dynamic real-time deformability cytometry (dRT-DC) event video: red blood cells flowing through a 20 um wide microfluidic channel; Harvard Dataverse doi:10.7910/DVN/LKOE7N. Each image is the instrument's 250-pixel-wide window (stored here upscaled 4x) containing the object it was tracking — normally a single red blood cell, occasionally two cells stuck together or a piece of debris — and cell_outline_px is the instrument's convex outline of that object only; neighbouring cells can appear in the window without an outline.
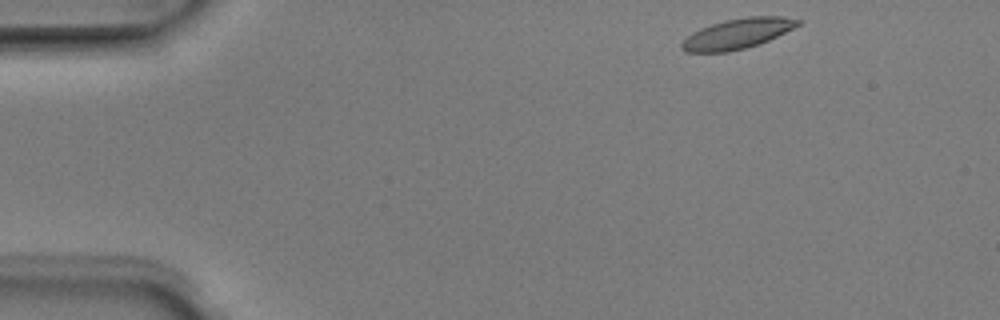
{"species": "Egyptian fruit bat (a non-hibernating species)", "species_latin": "Rousettus aegyptiacus", "temperature_condition": "room temperature", "stored_images_in_passage": 3, "camera_frame_rate_fps": 3000, "um_per_image_px": 0.085, "animal": {"sex": "male"}, "frame": {"image": 1, "passage_image": 1, "time_ms": 0.0, "image_size_px": [1000, 320], "cell_outline_px": [[804, 20], [800, 24], [760, 44], [728, 52], [684, 52], [680, 48], [680, 44], [692, 32], [700, 28], [724, 20], [748, 16], [784, 16]], "centroid_in_image_um": [62.67, 2.85], "position_along_channel_um": 22.3, "area_um2": 20.46}}
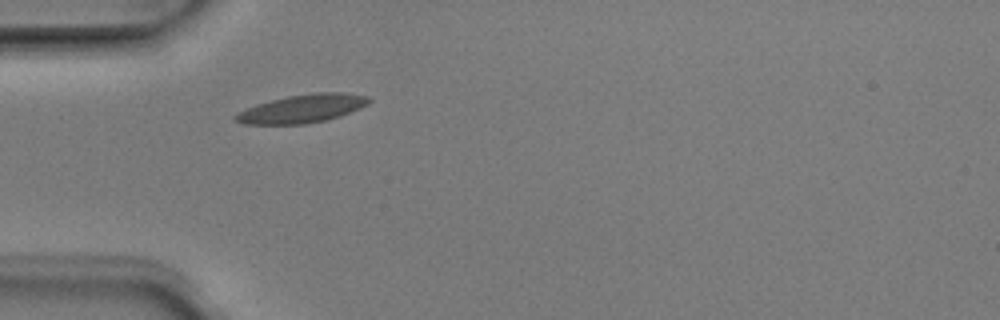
{"frame": {"image": 2, "passage_image": 3, "time_ms": 0.667, "image_size_px": [1000, 320], "cell_outline_px": [[372, 100], [368, 104], [360, 108], [340, 116], [324, 120], [304, 124], [244, 124], [236, 120], [232, 116], [236, 112], [256, 104], [288, 96], [316, 92], [344, 92], [368, 96]], "centroid_in_image_um": [25.69, 9.23], "position_along_channel_um": 59.3, "area_um2": 21.96}}